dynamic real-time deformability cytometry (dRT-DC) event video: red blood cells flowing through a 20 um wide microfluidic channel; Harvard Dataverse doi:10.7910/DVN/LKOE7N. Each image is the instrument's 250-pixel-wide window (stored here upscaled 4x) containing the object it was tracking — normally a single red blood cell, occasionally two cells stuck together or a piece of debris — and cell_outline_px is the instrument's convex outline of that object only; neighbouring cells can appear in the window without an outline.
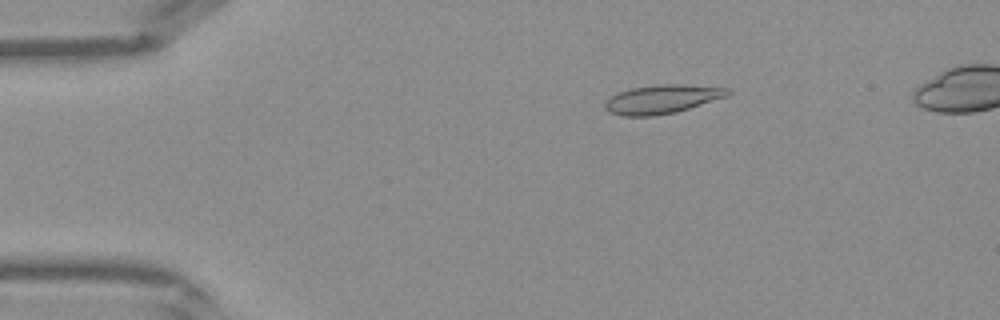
{"species": "Egyptian fruit bat (a non-hibernating species)", "species_latin": "Rousettus aegyptiacus", "temperature_condition": "warm", "stored_images_in_passage": 36, "camera_frame_rate_fps": 3000, "um_per_image_px": 0.085, "frame": {"image": 1, "passage_image": 2, "time_ms": 0.333, "image_size_px": [1000, 320], "cell_outline_px": [[732, 92], [728, 96], [676, 112], [656, 116], [620, 116], [608, 112], [604, 108], [604, 104], [612, 96], [628, 88], [656, 84], [684, 84], [728, 88]], "centroid_in_image_um": [56.27, 8.43], "position_along_channel_um": 28.7, "area_um2": 20.75}}
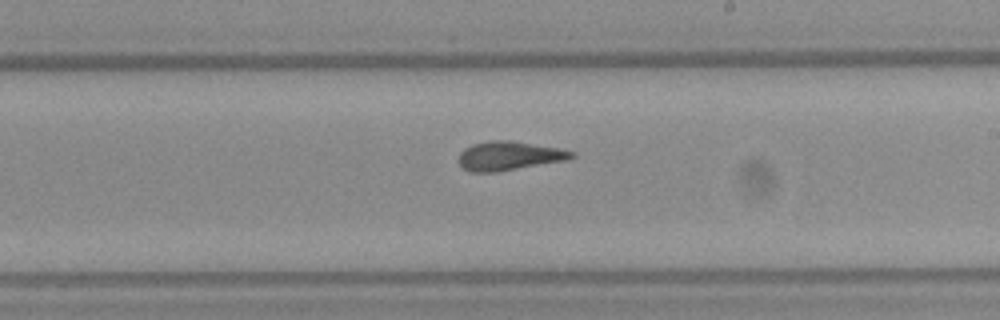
{"frame": {"image": 2, "passage_image": 19, "time_ms": 6.0, "image_size_px": [1000, 320], "cell_outline_px": [[576, 156], [568, 160], [496, 172], [468, 172], [460, 168], [460, 152], [464, 148], [472, 144], [492, 140], [512, 140], [560, 148], [576, 152]], "centroid_in_image_um": [43.29, 13.25], "position_along_channel_um": 245.7, "area_um2": 19.31}}
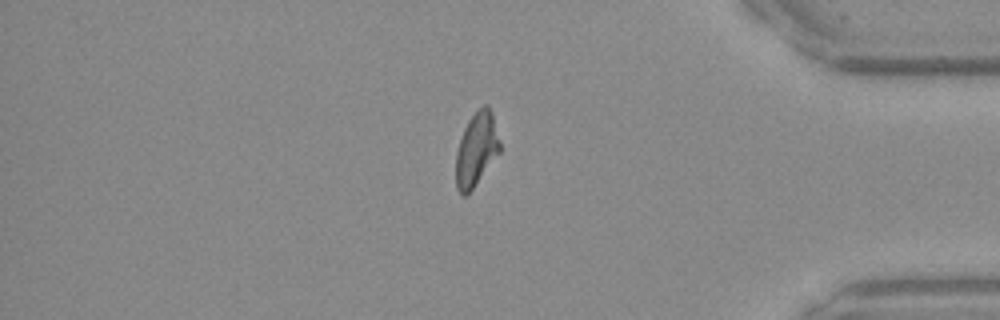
{"frame": {"image": 3, "passage_image": 30, "time_ms": 9.667, "image_size_px": [1000, 320], "cell_outline_px": [[500, 152], [472, 188], [464, 196], [456, 188], [456, 152], [464, 128], [468, 120], [484, 104], [488, 104], [492, 112], [500, 144]], "centroid_in_image_um": [40.49, 12.67], "position_along_channel_um": 394.7, "area_um2": 18.44}}